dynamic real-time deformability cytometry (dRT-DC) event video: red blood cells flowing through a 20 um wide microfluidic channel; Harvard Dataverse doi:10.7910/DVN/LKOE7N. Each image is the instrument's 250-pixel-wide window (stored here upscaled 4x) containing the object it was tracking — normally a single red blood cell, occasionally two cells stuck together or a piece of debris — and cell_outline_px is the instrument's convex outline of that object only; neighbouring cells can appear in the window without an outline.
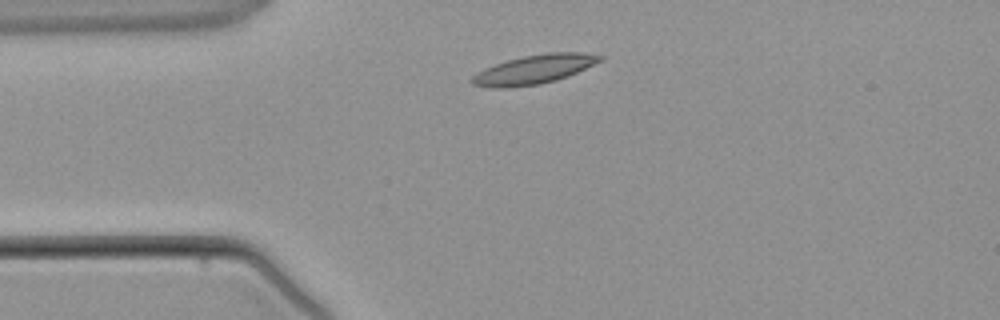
{"species": "common noctule bat (a hibernating species)", "species_latin": "Nyctalus noctula", "temperature_condition": "warm", "stored_images_in_passage": 2, "camera_frame_rate_fps": 3000, "um_per_image_px": 0.085, "animal": {"sex": "male", "body_mass_g": 21.5, "forearm_length_mm": 52.0}, "frame": {"image": 1, "passage_image": 1, "time_ms": 0.0, "image_size_px": [1000, 320], "cell_outline_px": [[604, 60], [568, 76], [556, 80], [540, 84], [508, 88], [492, 88], [472, 84], [472, 76], [476, 72], [484, 68], [508, 60], [524, 56], [548, 52], [584, 52], [604, 56]], "centroid_in_image_um": [45.43, 5.9], "position_along_channel_um": 39.6, "area_um2": 21.73}}